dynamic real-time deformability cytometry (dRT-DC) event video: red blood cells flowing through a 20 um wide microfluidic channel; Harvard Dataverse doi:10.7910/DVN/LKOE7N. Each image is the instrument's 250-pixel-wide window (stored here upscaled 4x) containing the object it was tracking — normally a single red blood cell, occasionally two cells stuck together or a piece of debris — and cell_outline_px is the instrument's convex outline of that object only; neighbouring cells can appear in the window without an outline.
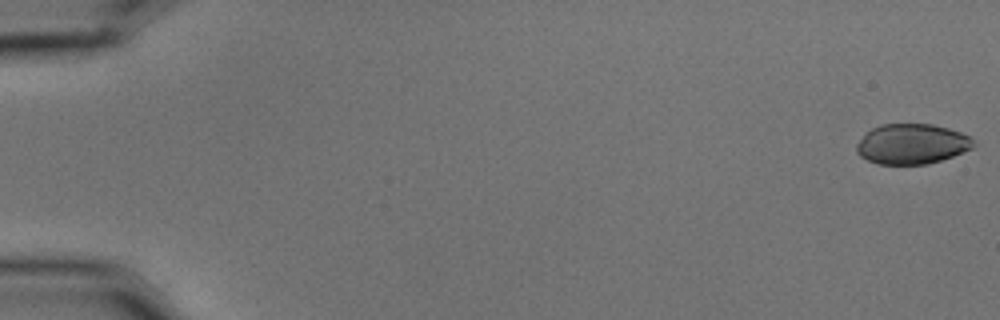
{"species": "common noctule bat (a hibernating species)", "species_latin": "Nyctalus noctula", "temperature_condition": "cold", "stored_images_in_passage": 6, "camera_frame_rate_fps": 3000, "um_per_image_px": 0.085, "animal": {"sex": "male", "body_mass_g": 15.6}, "frame": {"image": 1, "passage_image": 1, "time_ms": 0.0, "image_size_px": [1000, 320], "cell_outline_px": [[976, 144], [972, 148], [952, 156], [928, 164], [876, 164], [860, 156], [856, 152], [856, 144], [872, 128], [880, 124], [932, 124], [948, 128], [960, 132], [968, 136]], "centroid_in_image_um": [77.49, 12.24], "position_along_channel_um": 7.5, "area_um2": 27.22}}
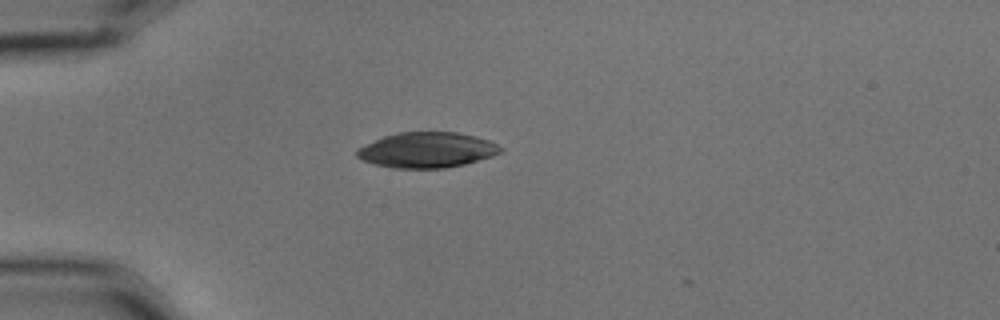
{"frame": {"image": 2, "passage_image": 5, "time_ms": 1.333, "image_size_px": [1000, 320], "cell_outline_px": [[504, 148], [500, 152], [492, 156], [464, 164], [444, 168], [392, 168], [376, 164], [364, 160], [356, 156], [356, 148], [384, 136], [396, 132], [456, 132], [476, 136], [488, 140]], "centroid_in_image_um": [36.28, 12.74], "position_along_channel_um": 48.7, "area_um2": 29.54}}